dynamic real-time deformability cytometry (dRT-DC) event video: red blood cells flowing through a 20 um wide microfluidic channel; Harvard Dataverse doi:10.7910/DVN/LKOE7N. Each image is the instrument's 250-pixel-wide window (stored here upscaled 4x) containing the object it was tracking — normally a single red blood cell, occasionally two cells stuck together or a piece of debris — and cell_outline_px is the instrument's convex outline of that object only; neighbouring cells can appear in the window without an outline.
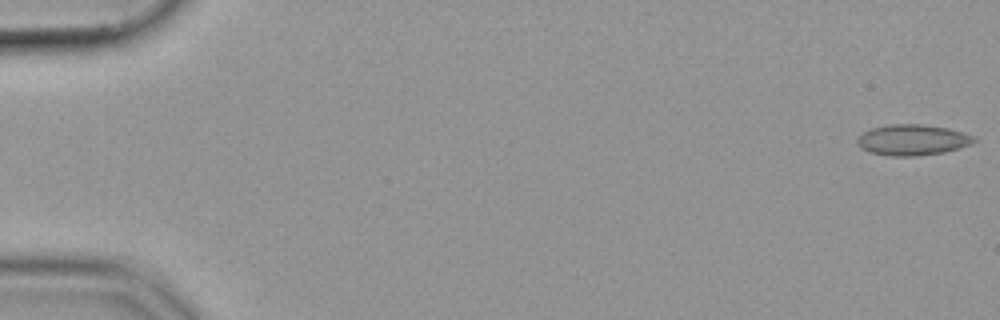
{"species": "common noctule bat (a hibernating species)", "species_latin": "Nyctalus noctula", "temperature_condition": "cold", "stored_images_in_passage": 54, "camera_frame_rate_fps": 3000, "um_per_image_px": 0.085, "animal": {"sex": "female", "body_mass_g": 19.9}, "frame": {"image": 1, "passage_image": 1, "time_ms": 0.0, "image_size_px": [1000, 320], "cell_outline_px": [[976, 140], [972, 144], [960, 148], [944, 152], [916, 156], [888, 156], [868, 152], [860, 148], [856, 144], [856, 140], [864, 132], [872, 128], [888, 124], [920, 124], [948, 128], [964, 132], [976, 136]], "centroid_in_image_um": [77.57, 11.9], "position_along_channel_um": 7.4, "area_um2": 21.21}}
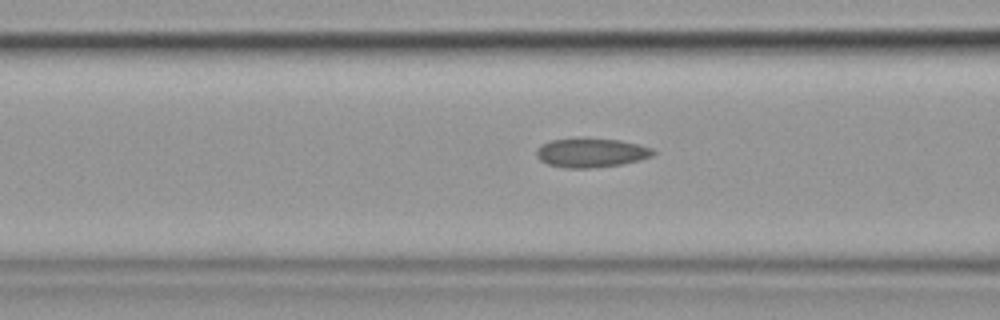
{"frame": {"image": 2, "passage_image": 22, "time_ms": 7.0, "image_size_px": [1000, 320], "cell_outline_px": [[656, 152], [652, 156], [640, 160], [620, 164], [588, 168], [568, 168], [548, 164], [540, 160], [536, 156], [536, 148], [540, 144], [552, 140], [580, 136], [584, 136], [620, 140], [652, 148]], "centroid_in_image_um": [50.2, 12.94], "position_along_channel_um": 116.4, "area_um2": 20.23}}
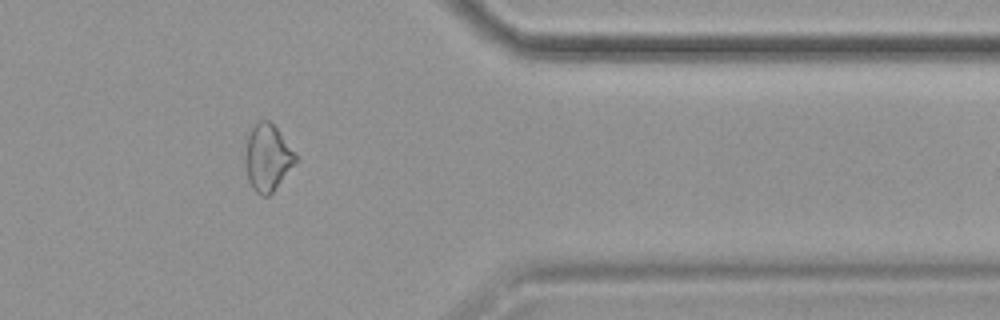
{"frame": {"image": 3, "passage_image": 45, "time_ms": 14.667, "image_size_px": [1000, 320], "cell_outline_px": [[300, 160], [272, 192], [268, 196], [264, 196], [256, 192], [252, 188], [248, 180], [244, 160], [244, 156], [248, 136], [252, 128], [260, 120], [268, 120], [276, 128], [300, 156]], "centroid_in_image_um": [22.78, 13.42], "position_along_channel_um": 388.6, "area_um2": 19.88}}